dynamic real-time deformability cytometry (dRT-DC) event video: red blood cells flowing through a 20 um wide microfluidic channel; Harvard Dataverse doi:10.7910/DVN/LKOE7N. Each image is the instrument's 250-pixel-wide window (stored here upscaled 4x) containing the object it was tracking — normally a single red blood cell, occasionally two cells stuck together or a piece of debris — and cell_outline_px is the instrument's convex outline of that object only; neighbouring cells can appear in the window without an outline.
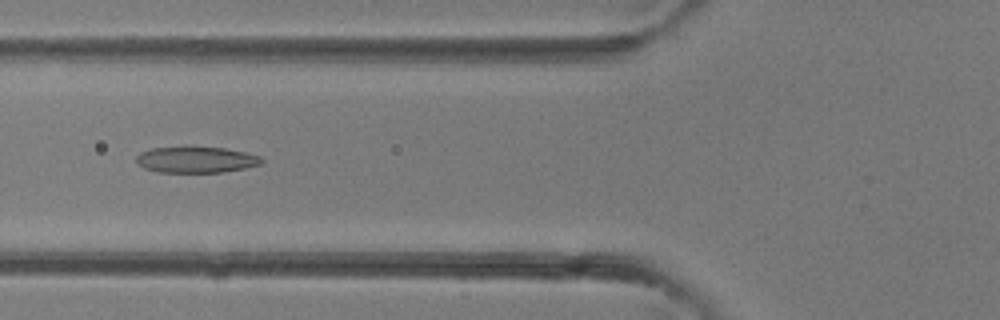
{"species": "common noctule bat (a hibernating species)", "species_latin": "Nyctalus noctula", "temperature_condition": "room temperature", "stored_images_in_passage": 29, "camera_frame_rate_fps": 3000, "um_per_image_px": 0.085, "animal": {"sex": "female"}, "frame": {"image": 1, "passage_image": 5, "time_ms": 1.333, "image_size_px": [1000, 320], "cell_outline_px": [[264, 160], [260, 164], [244, 168], [224, 172], [156, 172], [144, 168], [136, 164], [136, 156], [140, 152], [152, 148], [224, 148], [244, 152], [260, 156]], "centroid_in_image_um": [16.64, 13.59], "position_along_channel_um": 109.2, "area_um2": 18.79}}
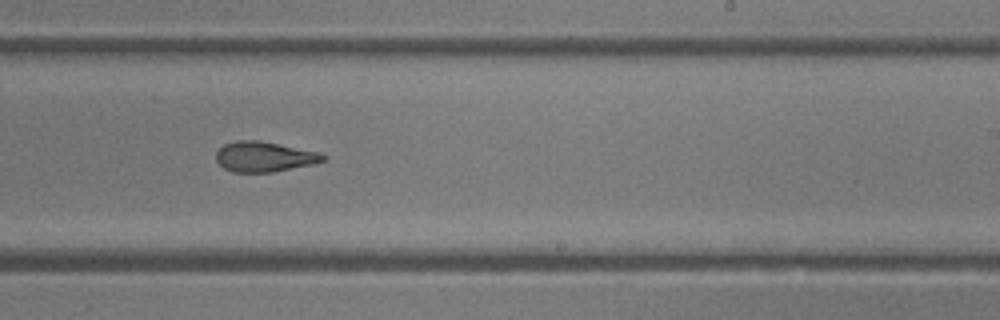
{"frame": {"image": 2, "passage_image": 14, "time_ms": 4.333, "image_size_px": [1000, 320], "cell_outline_px": [[328, 160], [312, 164], [272, 172], [232, 172], [224, 168], [216, 160], [216, 152], [224, 144], [236, 140], [256, 140], [316, 152], [328, 156]], "centroid_in_image_um": [22.44, 13.33], "position_along_channel_um": 266.6, "area_um2": 18.55}}
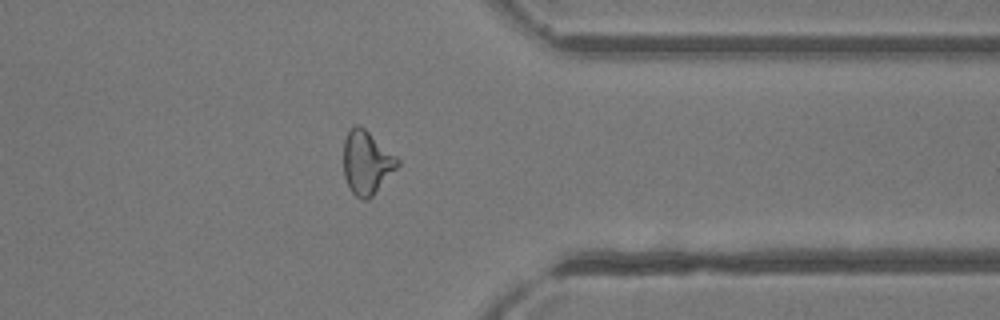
{"frame": {"image": 3, "passage_image": 21, "time_ms": 6.667, "image_size_px": [1000, 320], "cell_outline_px": [[400, 164], [372, 196], [368, 200], [360, 200], [352, 192], [344, 176], [344, 140], [348, 132], [356, 124], [364, 128], [396, 156], [400, 160]], "centroid_in_image_um": [31.16, 13.84], "position_along_channel_um": 380.2, "area_um2": 19.65}}